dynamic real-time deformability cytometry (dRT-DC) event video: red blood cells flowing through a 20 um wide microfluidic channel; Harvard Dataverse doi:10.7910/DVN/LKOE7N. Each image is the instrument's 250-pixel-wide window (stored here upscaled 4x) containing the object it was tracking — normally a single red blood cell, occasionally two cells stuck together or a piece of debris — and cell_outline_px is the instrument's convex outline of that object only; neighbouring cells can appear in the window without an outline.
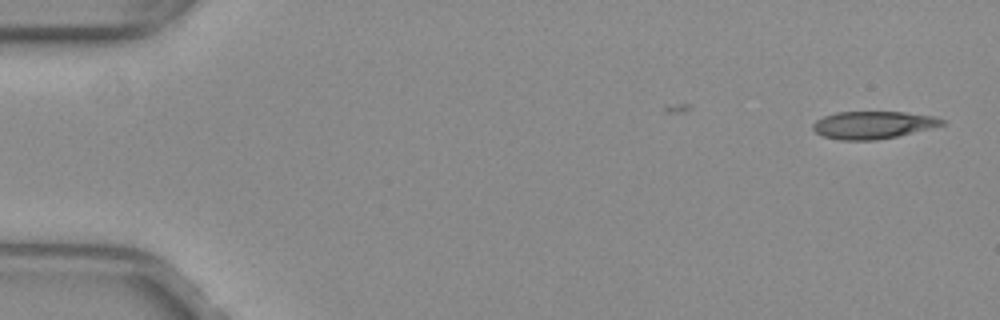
{"species": "common noctule bat (a hibernating species)", "species_latin": "Nyctalus noctula", "temperature_condition": "warm", "stored_images_in_passage": 9, "camera_frame_rate_fps": 3000, "um_per_image_px": 0.085, "animal": {"sex": "female", "body_mass_g": 29.2, "forearm_length_mm": 56.3}, "frame": {"image": 1, "passage_image": 1, "time_ms": 0.0, "image_size_px": [1000, 320], "cell_outline_px": [[948, 124], [896, 136], [876, 140], [840, 140], [824, 136], [816, 132], [812, 128], [812, 124], [816, 120], [824, 116], [836, 112], [904, 112], [932, 116], [948, 120]], "centroid_in_image_um": [74.23, 10.61], "position_along_channel_um": 10.8, "area_um2": 20.69}}